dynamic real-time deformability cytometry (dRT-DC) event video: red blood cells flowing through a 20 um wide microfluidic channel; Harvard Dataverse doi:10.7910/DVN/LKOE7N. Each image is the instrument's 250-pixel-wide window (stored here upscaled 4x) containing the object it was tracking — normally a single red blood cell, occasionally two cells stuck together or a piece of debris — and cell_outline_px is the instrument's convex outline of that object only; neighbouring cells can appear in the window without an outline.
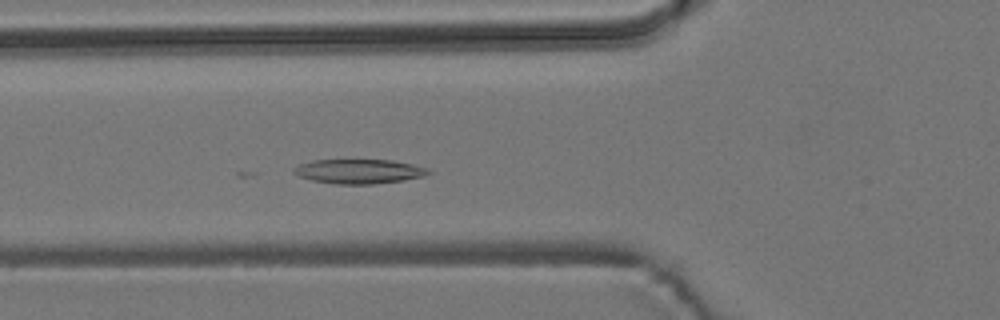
{"species": "common noctule bat (a hibernating species)", "species_latin": "Nyctalus noctula", "temperature_condition": "room temperature", "stored_images_in_passage": 42, "camera_frame_rate_fps": 3000, "um_per_image_px": 0.085, "animal": {"sex": "male", "body_mass_g": 19.2, "forearm_length_mm": 51.8}, "frame": {"image": 1, "passage_image": 6, "time_ms": 1.667, "image_size_px": [1000, 320], "cell_outline_px": [[432, 172], [424, 176], [404, 180], [372, 184], [336, 184], [312, 180], [296, 176], [292, 172], [292, 168], [300, 164], [312, 160], [392, 160], [412, 164], [428, 168]], "centroid_in_image_um": [30.49, 14.57], "position_along_channel_um": 95.3, "area_um2": 19.25}}
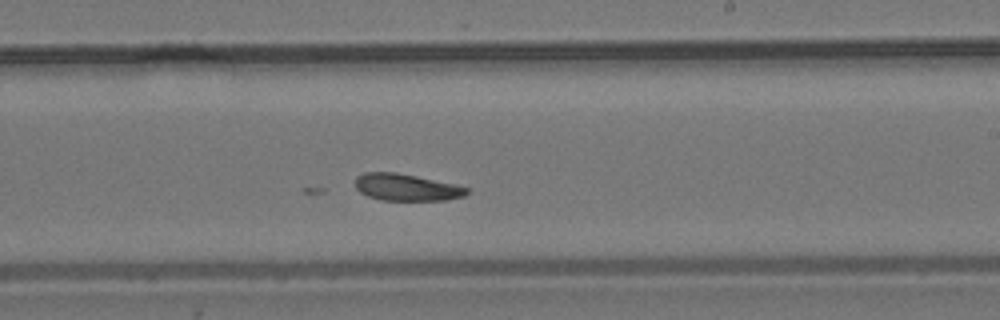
{"frame": {"image": 2, "passage_image": 19, "time_ms": 6.0, "image_size_px": [1000, 320], "cell_outline_px": [[468, 192], [464, 196], [448, 200], [380, 200], [368, 196], [360, 192], [356, 188], [356, 176], [364, 172], [396, 172], [456, 184], [468, 188]], "centroid_in_image_um": [34.54, 15.92], "position_along_channel_um": 254.5, "area_um2": 17.51}}
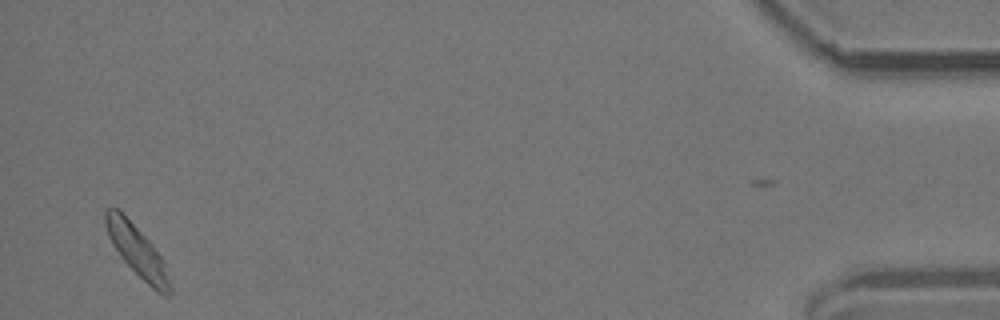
{"frame": {"image": 3, "passage_image": 40, "time_ms": 13.0, "image_size_px": [1000, 320], "cell_outline_px": [[172, 292], [168, 296], [164, 296], [156, 292], [120, 256], [112, 244], [108, 236], [104, 224], [104, 208], [120, 208], [152, 244], [164, 260], [172, 288]], "centroid_in_image_um": [11.65, 21.3], "position_along_channel_um": 423.5, "area_um2": 19.36}}